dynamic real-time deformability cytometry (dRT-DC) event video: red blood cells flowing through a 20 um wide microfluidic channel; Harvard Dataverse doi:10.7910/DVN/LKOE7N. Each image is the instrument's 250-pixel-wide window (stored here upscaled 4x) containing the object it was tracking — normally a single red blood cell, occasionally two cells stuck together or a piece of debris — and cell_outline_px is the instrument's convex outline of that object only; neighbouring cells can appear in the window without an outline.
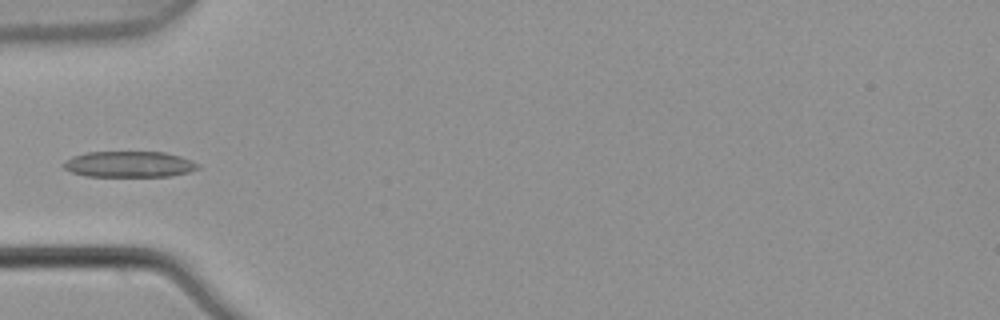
{"species": "common noctule bat (a hibernating species)", "species_latin": "Nyctalus noctula", "temperature_condition": "warm", "stored_images_in_passage": 3, "camera_frame_rate_fps": 3000, "um_per_image_px": 0.085, "animal": {"sex": "male", "body_mass_g": 21.5, "forearm_length_mm": 52.0}, "frame": {"image": 1, "passage_image": 3, "time_ms": 0.667, "image_size_px": [1000, 320], "cell_outline_px": [[200, 168], [188, 172], [172, 176], [84, 176], [72, 172], [64, 168], [64, 164], [72, 156], [88, 152], [164, 152], [180, 156], [192, 160], [200, 164]], "centroid_in_image_um": [11.03, 13.96], "position_along_channel_um": 74.0, "area_um2": 20.29}}